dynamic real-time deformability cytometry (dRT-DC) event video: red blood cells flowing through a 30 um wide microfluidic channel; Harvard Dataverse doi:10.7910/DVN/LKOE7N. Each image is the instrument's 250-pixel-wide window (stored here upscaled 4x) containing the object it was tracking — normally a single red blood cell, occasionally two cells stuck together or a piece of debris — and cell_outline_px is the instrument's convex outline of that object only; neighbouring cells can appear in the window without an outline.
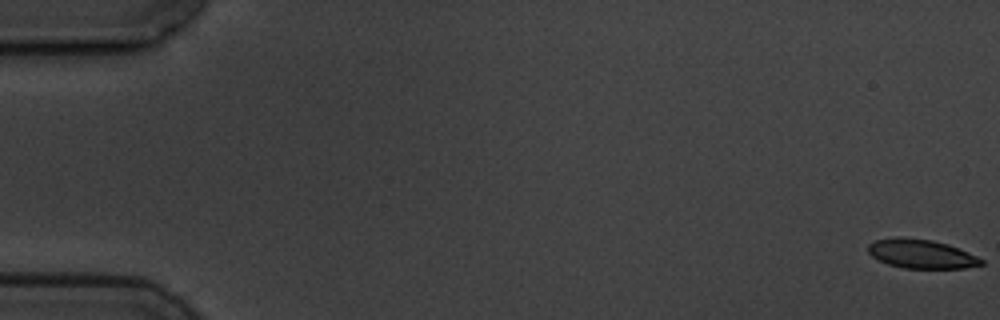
{"species": "common noctule bat (a hibernating species)", "species_latin": "Nyctalus noctula", "temperature_condition": "cold", "stored_images_in_passage": 6, "camera_frame_rate_fps": 3000, "um_per_image_px": 0.085, "animal": {"sex": "male", "body_mass_g": 19.5, "forearm_length_mm": 54.6}, "frame": {"image": 1, "passage_image": 1, "time_ms": 0.0, "image_size_px": [1000, 320], "cell_outline_px": [[984, 264], [964, 268], [904, 268], [888, 264], [872, 256], [868, 252], [868, 244], [876, 240], [896, 236], [900, 236], [932, 240], [948, 244], [968, 252], [984, 260]], "centroid_in_image_um": [78.3, 21.57], "position_along_channel_um": 6.7, "area_um2": 19.13}}
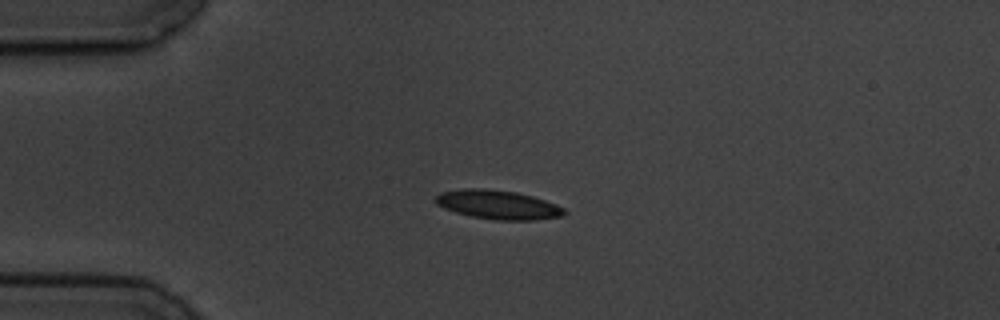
{"frame": {"image": 2, "passage_image": 4, "time_ms": 4.667, "image_size_px": [1000, 320], "cell_outline_px": [[568, 212], [564, 216], [536, 220], [496, 220], [472, 216], [456, 212], [444, 208], [436, 204], [436, 196], [440, 192], [464, 188], [484, 188], [516, 192], [532, 196], [556, 204], [564, 208]], "centroid_in_image_um": [42.35, 17.4], "position_along_channel_um": 42.6, "area_um2": 21.79}}
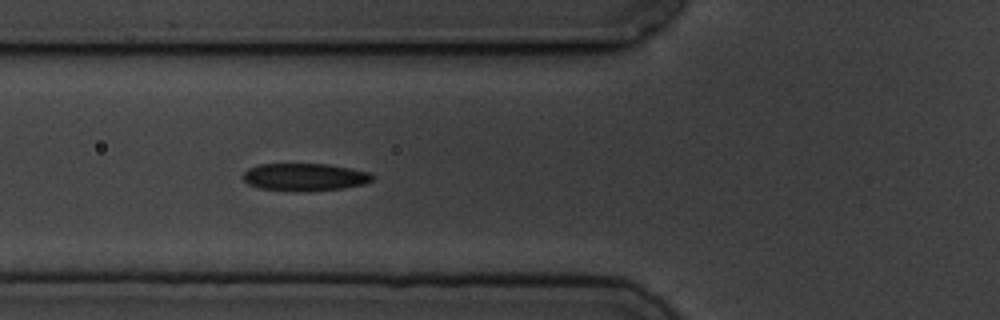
{"frame": {"image": 3, "passage_image": 6, "time_ms": 7.0, "image_size_px": [1000, 320], "cell_outline_px": [[372, 180], [364, 184], [344, 188], [304, 192], [260, 188], [248, 184], [244, 180], [244, 172], [248, 168], [260, 164], [328, 164], [368, 172], [372, 176]], "centroid_in_image_um": [25.88, 15.05], "position_along_channel_um": 99.9, "area_um2": 20.63}}